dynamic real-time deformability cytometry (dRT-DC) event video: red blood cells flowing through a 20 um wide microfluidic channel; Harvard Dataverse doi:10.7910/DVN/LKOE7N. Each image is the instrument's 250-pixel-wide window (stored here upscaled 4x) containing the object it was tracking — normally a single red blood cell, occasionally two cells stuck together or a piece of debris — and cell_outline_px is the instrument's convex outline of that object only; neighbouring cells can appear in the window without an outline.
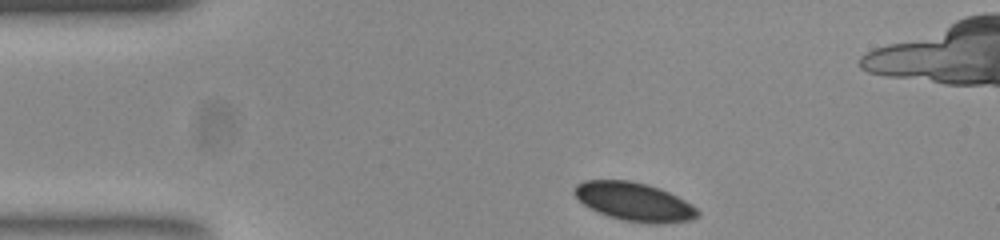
{"species": "common noctule bat (a hibernating species)", "species_latin": "Nyctalus noctula", "temperature_condition": "room temperature", "stored_images_in_passage": 49, "camera_frame_rate_fps": 3000, "um_per_image_px": 0.085, "animal": {"sex": "female", "body_mass_g": 23.0, "forearm_length_mm": 53.4}, "frame": {"image": 1, "passage_image": 1, "time_ms": 0.0, "image_size_px": [1000, 240], "cell_outline_px": [[700, 216], [692, 220], [660, 224], [656, 224], [624, 220], [608, 216], [584, 204], [576, 196], [576, 184], [584, 180], [628, 180], [648, 184], [660, 188], [692, 204], [700, 212]], "centroid_in_image_um": [53.97, 17.15], "position_along_channel_um": 31.0, "area_um2": 27.4}}
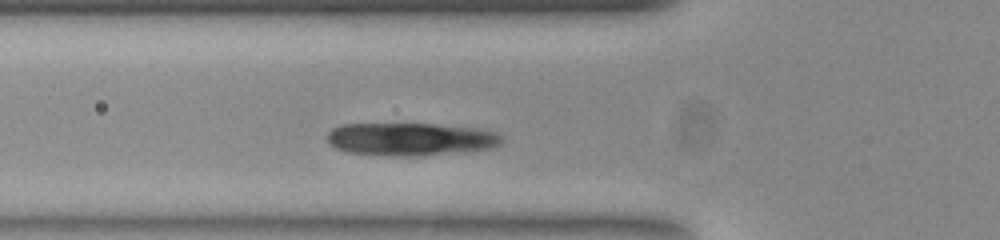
{"frame": {"image": 2, "passage_image": 10, "time_ms": 3.0, "image_size_px": [1000, 240], "cell_outline_px": [[504, 140], [500, 144], [492, 148], [460, 152], [424, 156], [388, 156], [348, 152], [336, 148], [328, 144], [328, 132], [332, 128], [340, 124], [436, 124], [476, 128], [496, 132]], "centroid_in_image_um": [34.89, 11.83], "position_along_channel_um": 90.9, "area_um2": 33.7}}